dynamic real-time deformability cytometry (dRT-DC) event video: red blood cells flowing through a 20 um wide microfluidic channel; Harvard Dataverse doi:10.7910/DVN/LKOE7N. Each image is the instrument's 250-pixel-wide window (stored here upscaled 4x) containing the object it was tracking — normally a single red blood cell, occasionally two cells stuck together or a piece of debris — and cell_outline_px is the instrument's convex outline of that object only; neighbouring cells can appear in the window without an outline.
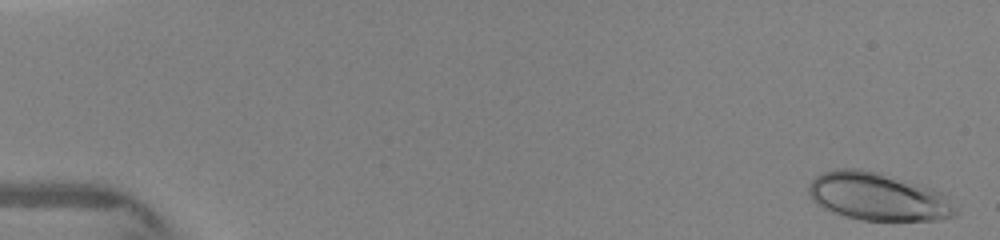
{"species": "human", "species_latin": "Homo sapiens", "temperature_condition": "warm", "stored_images_in_passage": 21, "camera_frame_rate_fps": 3000, "um_per_image_px": 0.085, "donor": {"sex": "female"}, "frame": {"image": 1, "passage_image": 1, "time_ms": 0.0, "image_size_px": [1000, 240], "cell_outline_px": [[960, 216], [940, 220], [860, 220], [844, 216], [820, 208], [808, 196], [808, 184], [816, 176], [824, 172], [836, 168], [860, 168], [876, 172], [920, 184], [940, 192], [948, 196], [960, 212]], "centroid_in_image_um": [74.64, 16.73], "position_along_channel_um": 10.4, "area_um2": 41.5}}
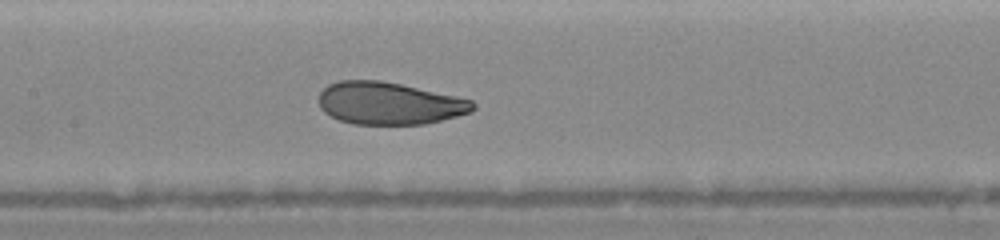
{"frame": {"image": 2, "passage_image": 18, "time_ms": 7.333, "image_size_px": [1000, 240], "cell_outline_px": [[476, 108], [472, 112], [424, 124], [352, 124], [340, 120], [324, 112], [320, 108], [320, 92], [328, 84], [340, 80], [380, 80], [400, 84], [456, 96], [472, 100], [476, 104]], "centroid_in_image_um": [33.09, 8.78], "position_along_channel_um": 174.3, "area_um2": 37.92}}
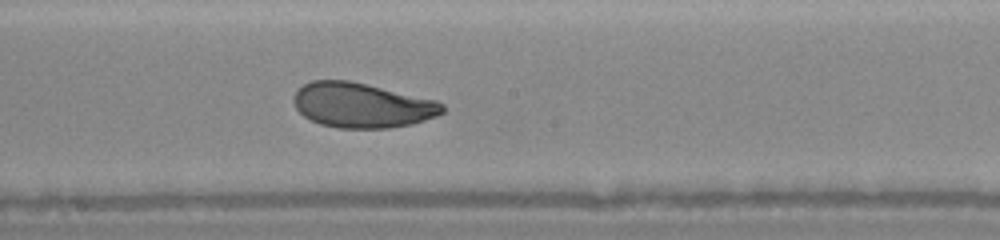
{"frame": {"image": 3, "passage_image": 21, "time_ms": 8.333, "image_size_px": [1000, 240], "cell_outline_px": [[444, 112], [436, 116], [412, 124], [388, 128], [340, 128], [320, 124], [304, 116], [296, 108], [292, 100], [292, 96], [304, 84], [312, 80], [348, 80], [436, 100], [444, 104]], "centroid_in_image_um": [30.75, 8.95], "position_along_channel_um": 217.4, "area_um2": 38.73}}